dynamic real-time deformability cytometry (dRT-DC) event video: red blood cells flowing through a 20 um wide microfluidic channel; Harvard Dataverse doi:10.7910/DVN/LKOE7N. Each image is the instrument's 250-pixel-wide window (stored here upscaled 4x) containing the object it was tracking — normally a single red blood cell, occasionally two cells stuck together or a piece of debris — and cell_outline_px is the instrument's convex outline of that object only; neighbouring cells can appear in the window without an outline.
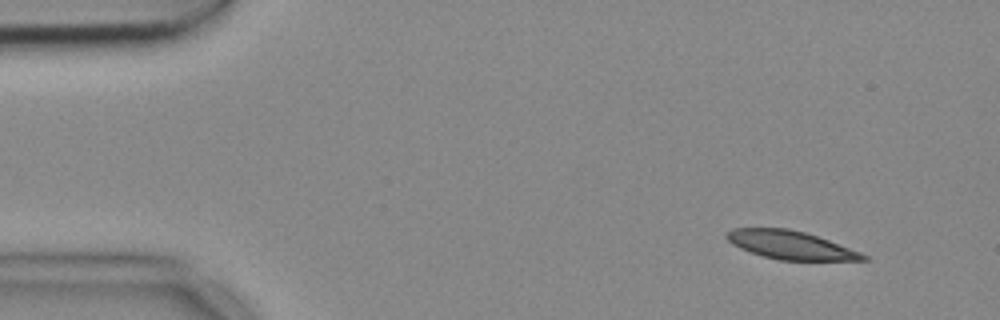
{"species": "common noctule bat (a hibernating species)", "species_latin": "Nyctalus noctula", "temperature_condition": "cold", "stored_images_in_passage": 3, "camera_frame_rate_fps": 3000, "um_per_image_px": 0.085, "animal": {"sex": "female", "body_mass_g": 18.4}, "frame": {"image": 1, "passage_image": 1, "time_ms": 0.0, "image_size_px": [1000, 320], "cell_outline_px": [[868, 260], [780, 260], [764, 256], [740, 248], [732, 244], [724, 236], [732, 228], [788, 228], [804, 232], [828, 240], [860, 252], [868, 256]], "centroid_in_image_um": [67.17, 20.82], "position_along_channel_um": 17.8, "area_um2": 22.2}}
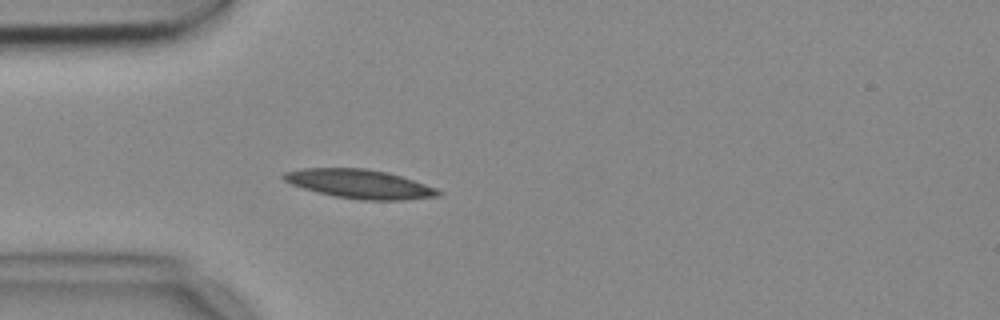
{"frame": {"image": 2, "passage_image": 3, "time_ms": 0.667, "image_size_px": [1000, 320], "cell_outline_px": [[444, 192], [440, 196], [404, 200], [360, 200], [332, 196], [316, 192], [292, 184], [284, 180], [280, 176], [284, 172], [304, 168], [364, 168], [388, 172], [436, 188]], "centroid_in_image_um": [30.57, 15.64], "position_along_channel_um": 54.4, "area_um2": 26.13}}